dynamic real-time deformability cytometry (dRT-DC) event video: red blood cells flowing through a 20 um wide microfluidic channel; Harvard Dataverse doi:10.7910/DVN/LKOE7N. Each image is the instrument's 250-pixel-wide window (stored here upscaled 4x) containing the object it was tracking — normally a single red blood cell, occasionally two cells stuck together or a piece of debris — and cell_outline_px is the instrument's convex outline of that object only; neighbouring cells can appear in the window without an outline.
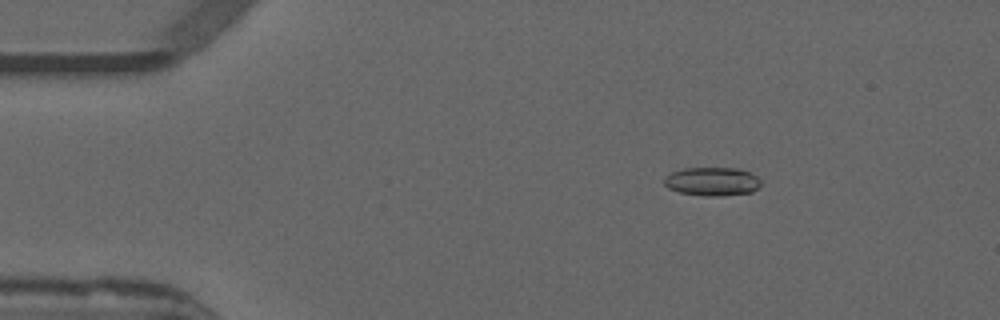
{"species": "common noctule bat (a hibernating species)", "species_latin": "Nyctalus noctula", "temperature_condition": "warm", "stored_images_in_passage": 54, "camera_frame_rate_fps": 3000, "um_per_image_px": 0.085, "animal": {"sex": "male", "forearm_length_mm": 52.5}, "frame": {"image": 1, "passage_image": 9, "time_ms": 2.667, "image_size_px": [1000, 320], "cell_outline_px": [[760, 184], [752, 192], [720, 196], [704, 196], [680, 192], [668, 188], [664, 184], [664, 176], [672, 172], [684, 168], [736, 168], [748, 172], [756, 176], [760, 180]], "centroid_in_image_um": [60.5, 15.43], "position_along_channel_um": 24.5, "area_um2": 16.01}}
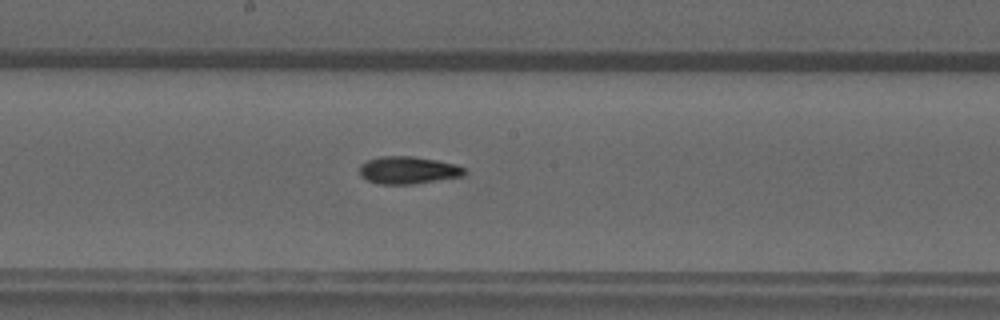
{"frame": {"image": 2, "passage_image": 29, "time_ms": 9.333, "image_size_px": [1000, 320], "cell_outline_px": [[468, 172], [464, 176], [412, 184], [376, 184], [360, 176], [360, 164], [368, 160], [380, 156], [412, 156], [436, 160], [456, 164], [464, 168]], "centroid_in_image_um": [34.7, 14.46], "position_along_channel_um": 213.5, "area_um2": 16.88}}
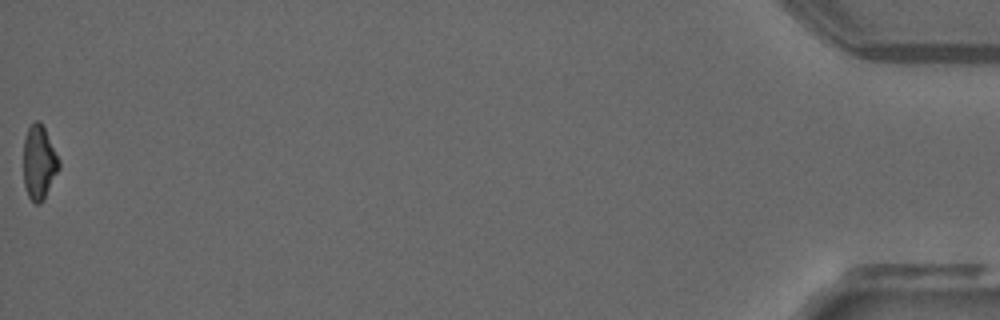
{"frame": {"image": 3, "passage_image": 54, "time_ms": 17.667, "image_size_px": [1000, 320], "cell_outline_px": [[60, 168], [44, 200], [40, 204], [36, 204], [28, 196], [24, 184], [24, 140], [28, 128], [36, 120], [40, 120], [60, 160]], "centroid_in_image_um": [3.33, 13.83], "position_along_channel_um": 431.9, "area_um2": 15.32}, "authors_computed_cell_mechanics": {"area_um2": 16.184, "velocity_mm_per_s": 3.8787, "shape_relaxation_time_tau1_ms": null, "shape_relaxation_time_tau2_ms": 5.3182, "deformation_change_tau1": null, "deformation_change_tau2": 0.1368}}